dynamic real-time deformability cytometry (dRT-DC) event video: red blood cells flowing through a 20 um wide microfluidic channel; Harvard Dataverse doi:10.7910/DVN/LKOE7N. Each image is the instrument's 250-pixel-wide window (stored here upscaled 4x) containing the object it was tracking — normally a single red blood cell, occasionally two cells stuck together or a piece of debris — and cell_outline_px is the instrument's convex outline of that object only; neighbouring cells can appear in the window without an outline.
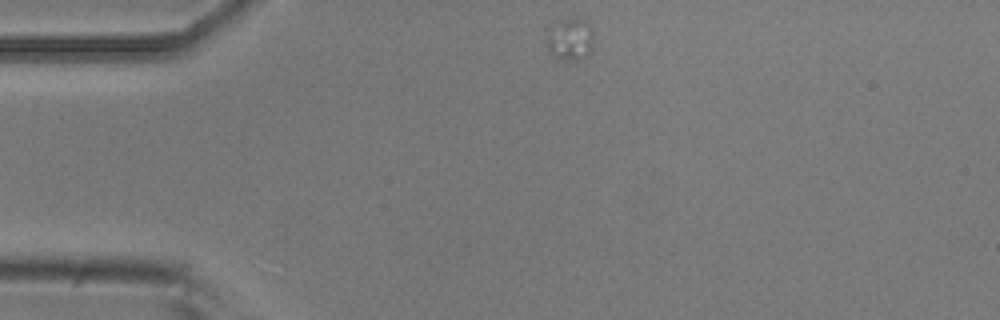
{"species": "common noctule bat (a hibernating species)", "species_latin": "Nyctalus noctula", "temperature_condition": "room temperature", "stored_images_in_passage": 11, "camera_frame_rate_fps": 3000, "um_per_image_px": 0.085, "animal": {"sex": "male", "body_mass_g": 20.5, "forearm_length_mm": 52.5}, "frame": {"image": 1, "passage_image": 1, "time_ms": 0.0, "image_size_px": [1000, 320], "cell_outline_px": [[592, 52], [584, 60], [560, 60], [552, 56], [548, 52], [548, 28], [556, 20], [568, 16], [588, 16], [592, 28]], "centroid_in_image_um": [48.5, 3.26], "position_along_channel_um": 36.5, "area_um2": 12.66}}